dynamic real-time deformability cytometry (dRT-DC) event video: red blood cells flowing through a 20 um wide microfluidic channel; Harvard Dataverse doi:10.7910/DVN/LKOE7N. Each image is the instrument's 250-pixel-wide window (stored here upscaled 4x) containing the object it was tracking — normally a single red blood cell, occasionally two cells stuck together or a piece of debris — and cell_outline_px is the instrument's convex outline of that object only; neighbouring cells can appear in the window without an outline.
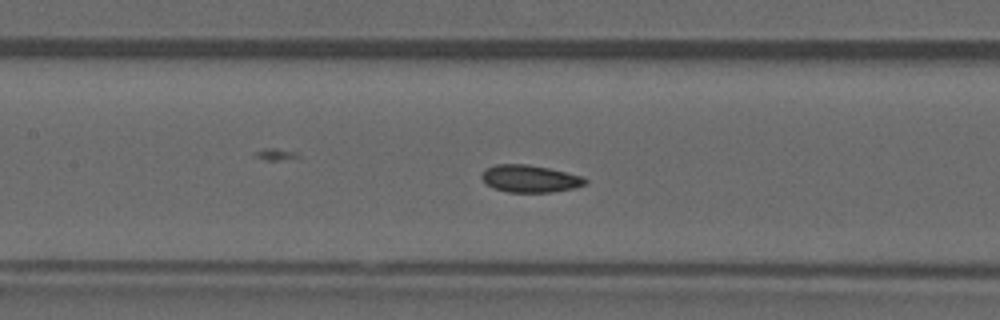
{"species": "common noctule bat (a hibernating species)", "species_latin": "Nyctalus noctula", "temperature_condition": "warm", "stored_images_in_passage": 43, "camera_frame_rate_fps": 3000, "um_per_image_px": 0.085, "animal": {"sex": "male", "forearm_length_mm": 52.5}, "frame": {"image": 1, "passage_image": 19, "time_ms": 6.0, "image_size_px": [1000, 320], "cell_outline_px": [[588, 180], [584, 184], [572, 188], [552, 192], [508, 192], [492, 188], [480, 176], [480, 172], [484, 168], [496, 164], [528, 164], [548, 168], [584, 176]], "centroid_in_image_um": [45.0, 15.17], "position_along_channel_um": 162.4, "area_um2": 16.53}}